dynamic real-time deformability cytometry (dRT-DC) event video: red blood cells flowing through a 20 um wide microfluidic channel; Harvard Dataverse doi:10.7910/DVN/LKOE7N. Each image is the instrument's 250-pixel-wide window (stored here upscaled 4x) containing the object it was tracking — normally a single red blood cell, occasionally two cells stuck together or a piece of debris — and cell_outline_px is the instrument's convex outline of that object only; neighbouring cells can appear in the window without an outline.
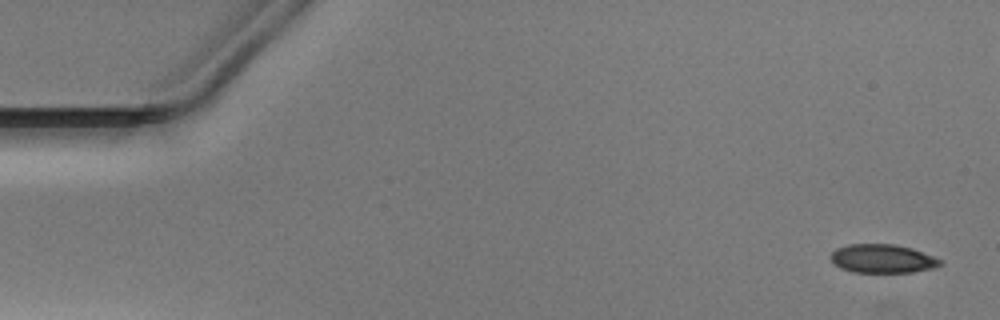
{"species": "Egyptian fruit bat (a non-hibernating species)", "species_latin": "Rousettus aegyptiacus", "temperature_condition": "warm", "stored_images_in_passage": 50, "camera_frame_rate_fps": 3000, "um_per_image_px": 0.085, "animal": {"sex": "male"}, "frame": {"image": 1, "passage_image": 1, "time_ms": 0.0, "image_size_px": [1000, 320], "cell_outline_px": [[944, 264], [932, 268], [912, 272], [852, 272], [840, 268], [828, 256], [836, 248], [848, 244], [896, 244], [912, 248], [944, 260]], "centroid_in_image_um": [75.03, 21.98], "position_along_channel_um": 10.0, "area_um2": 18.44}}
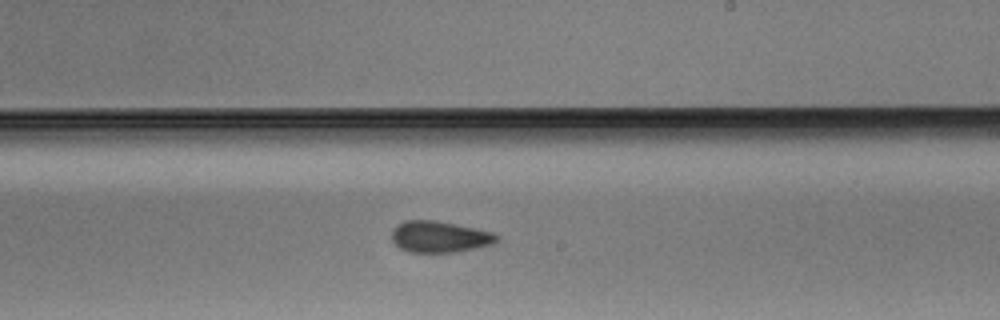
{"frame": {"image": 2, "passage_image": 29, "time_ms": 9.333, "image_size_px": [1000, 320], "cell_outline_px": [[500, 240], [492, 244], [476, 248], [456, 252], [412, 252], [400, 248], [392, 240], [392, 228], [396, 224], [404, 220], [436, 220], [456, 224], [492, 232], [500, 236]], "centroid_in_image_um": [37.37, 20.11], "position_along_channel_um": 251.6, "area_um2": 19.31}}
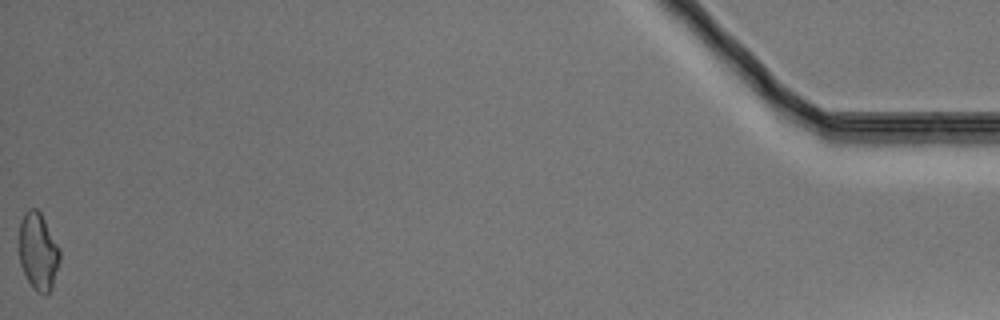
{"frame": {"image": 3, "passage_image": 50, "time_ms": 16.333, "image_size_px": [1000, 320], "cell_outline_px": [[60, 260], [52, 288], [44, 296], [36, 292], [32, 288], [20, 264], [20, 220], [24, 212], [28, 208], [36, 208], [40, 212], [60, 248]], "centroid_in_image_um": [3.26, 21.39], "position_along_channel_um": 431.9, "area_um2": 18.38}}